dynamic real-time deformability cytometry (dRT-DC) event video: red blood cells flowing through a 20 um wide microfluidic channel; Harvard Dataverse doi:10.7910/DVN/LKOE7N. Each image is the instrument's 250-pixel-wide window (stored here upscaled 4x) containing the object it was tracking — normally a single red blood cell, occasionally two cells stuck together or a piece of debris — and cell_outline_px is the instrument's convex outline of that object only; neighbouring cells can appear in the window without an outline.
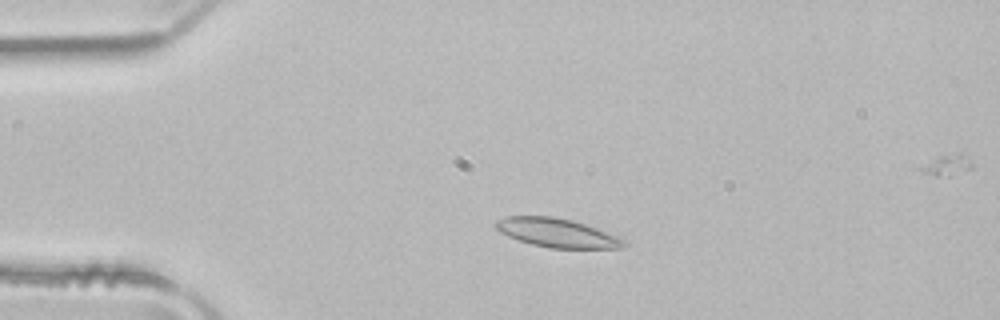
{"species": "common noctule bat (a hibernating species)", "species_latin": "Nyctalus noctula", "temperature_condition": "room temperature", "stored_images_in_passage": 39, "camera_frame_rate_fps": 3000, "um_per_image_px": 0.085, "animal": {"sex": "male", "body_mass_g": 21.5, "forearm_length_mm": 52.0}, "frame": {"image": 1, "passage_image": 9, "time_ms": 2.667, "image_size_px": [1000, 320], "cell_outline_px": [[628, 244], [624, 248], [548, 248], [532, 244], [508, 236], [500, 232], [492, 224], [496, 220], [504, 216], [552, 216], [572, 220], [584, 224], [628, 240]], "centroid_in_image_um": [47.34, 19.79], "position_along_channel_um": 37.7, "area_um2": 21.62}}
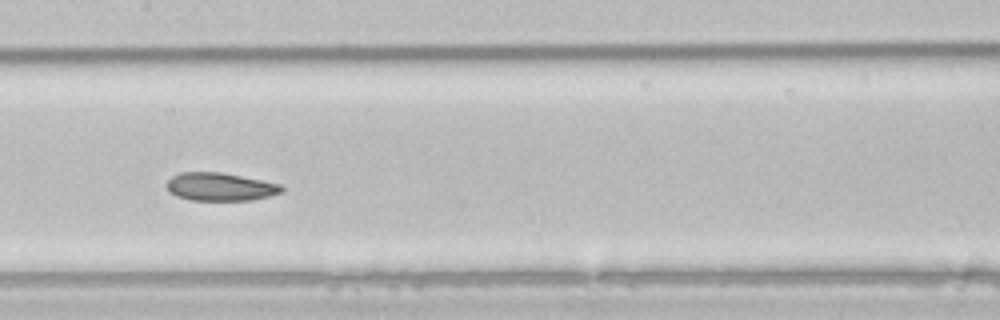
{"frame": {"image": 2, "passage_image": 23, "time_ms": 7.333, "image_size_px": [1000, 320], "cell_outline_px": [[284, 192], [252, 200], [188, 200], [176, 196], [168, 192], [164, 184], [172, 176], [180, 172], [220, 172], [280, 184], [284, 188]], "centroid_in_image_um": [18.66, 15.88], "position_along_channel_um": 188.7, "area_um2": 18.9}}
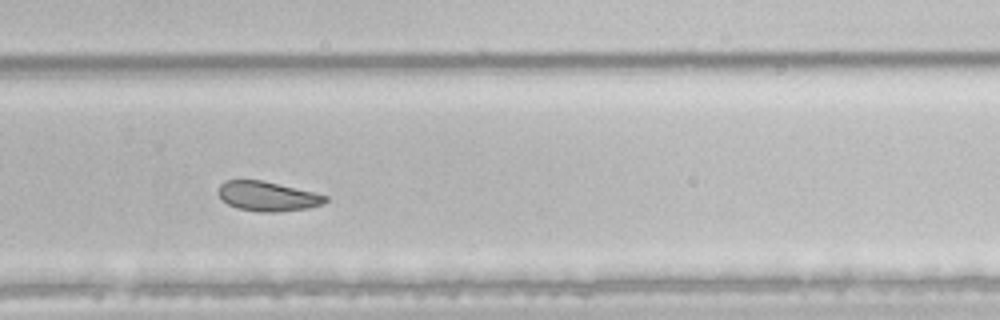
{"frame": {"image": 3, "passage_image": 32, "time_ms": 10.333, "image_size_px": [1000, 320], "cell_outline_px": [[328, 200], [324, 204], [308, 208], [280, 212], [260, 212], [236, 208], [228, 204], [216, 192], [220, 184], [224, 180], [264, 180], [328, 196]], "centroid_in_image_um": [22.73, 16.68], "position_along_channel_um": 307.1, "area_um2": 18.61}, "authors_computed_cell_mechanics": {"area_um2": 19.7676, "velocity_mm_per_s": 3.9699, "shape_relaxation_time_tau1_ms": 6.9688, "shape_relaxation_time_tau2_ms": 3.6185, "deformation_change_tau1": 0.1483, "deformation_change_tau2": 0.0817}}